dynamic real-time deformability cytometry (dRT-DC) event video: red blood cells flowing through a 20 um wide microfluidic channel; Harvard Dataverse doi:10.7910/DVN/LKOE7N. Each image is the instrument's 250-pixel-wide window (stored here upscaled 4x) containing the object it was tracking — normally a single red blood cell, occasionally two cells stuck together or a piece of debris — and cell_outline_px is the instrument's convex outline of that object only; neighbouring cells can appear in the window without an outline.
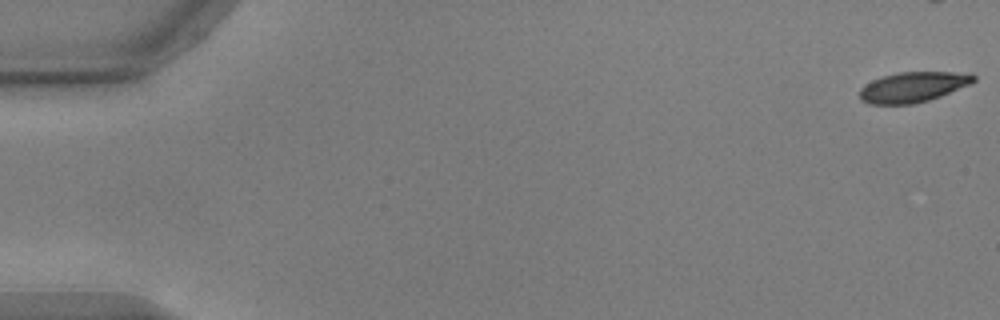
{"species": "common noctule bat (a hibernating species)", "species_latin": "Nyctalus noctula", "temperature_condition": "warm", "stored_images_in_passage": 22, "camera_frame_rate_fps": 3000, "um_per_image_px": 0.085, "animal": {"sex": "male", "body_mass_g": 17.9, "forearm_length_mm": 54.2}, "frame": {"image": 1, "passage_image": 1, "time_ms": 0.0, "image_size_px": [1000, 320], "cell_outline_px": [[976, 80], [972, 84], [940, 96], [916, 104], [868, 104], [860, 100], [860, 88], [864, 84], [872, 80], [884, 76], [900, 72], [972, 72], [976, 76]], "centroid_in_image_um": [77.64, 7.39], "position_along_channel_um": 7.4, "area_um2": 20.35}}
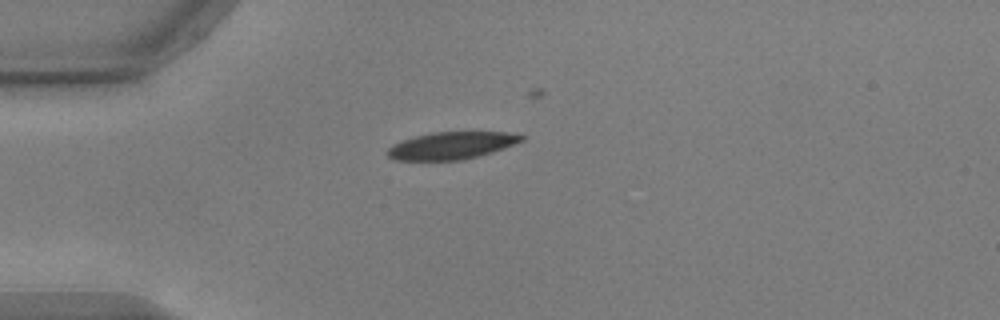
{"frame": {"image": 2, "passage_image": 15, "time_ms": 4.667, "image_size_px": [1000, 320], "cell_outline_px": [[524, 140], [504, 148], [492, 152], [460, 160], [396, 160], [388, 156], [384, 152], [392, 144], [400, 140], [432, 132], [508, 132], [524, 136]], "centroid_in_image_um": [38.33, 12.37], "position_along_channel_um": 46.7, "area_um2": 21.27}}
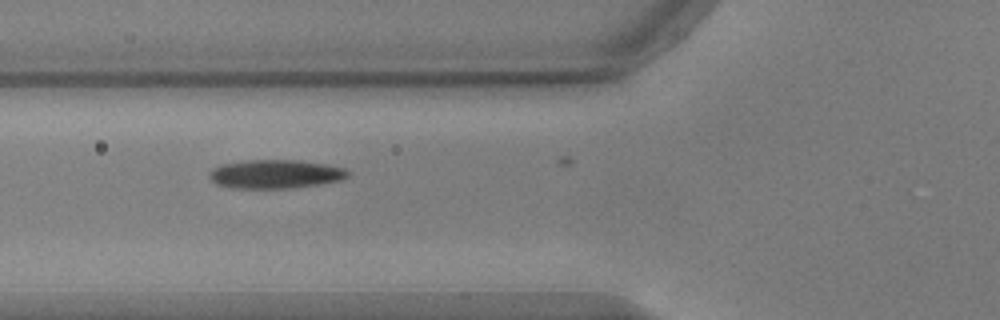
{"frame": {"image": 3, "passage_image": 21, "time_ms": 6.667, "image_size_px": [1000, 320], "cell_outline_px": [[352, 172], [348, 176], [340, 180], [320, 184], [292, 188], [232, 188], [216, 184], [208, 176], [208, 172], [212, 168], [220, 164], [248, 160], [300, 160], [324, 164], [344, 168]], "centroid_in_image_um": [23.39, 14.79], "position_along_channel_um": 102.4, "area_um2": 23.35}}